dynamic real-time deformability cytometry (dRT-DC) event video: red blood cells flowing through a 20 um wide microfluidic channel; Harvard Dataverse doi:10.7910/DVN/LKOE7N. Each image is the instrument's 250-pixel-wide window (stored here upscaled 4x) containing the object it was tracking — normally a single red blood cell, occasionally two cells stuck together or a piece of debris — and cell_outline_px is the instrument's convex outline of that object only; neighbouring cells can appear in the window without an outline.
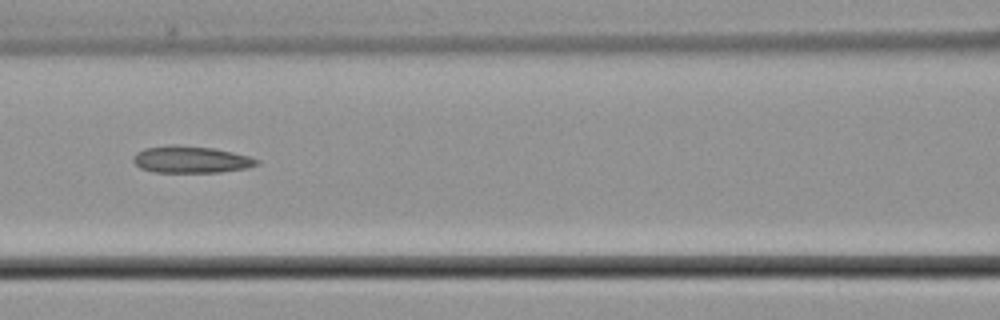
{"species": "common noctule bat (a hibernating species)", "species_latin": "Nyctalus noctula", "temperature_condition": "cold", "stored_images_in_passage": 8, "camera_frame_rate_fps": 3000, "um_per_image_px": 0.085, "animal": {"sex": "male", "body_mass_g": 21.5, "forearm_length_mm": 52.0}, "frame": {"image": 1, "passage_image": 6, "time_ms": 7.0, "image_size_px": [1000, 320], "cell_outline_px": [[260, 164], [244, 168], [220, 172], [152, 172], [140, 168], [132, 160], [132, 156], [136, 152], [144, 148], [172, 144], [176, 144], [212, 148], [232, 152], [248, 156], [260, 160]], "centroid_in_image_um": [16.18, 13.55], "position_along_channel_um": 150.4, "area_um2": 19.42}}
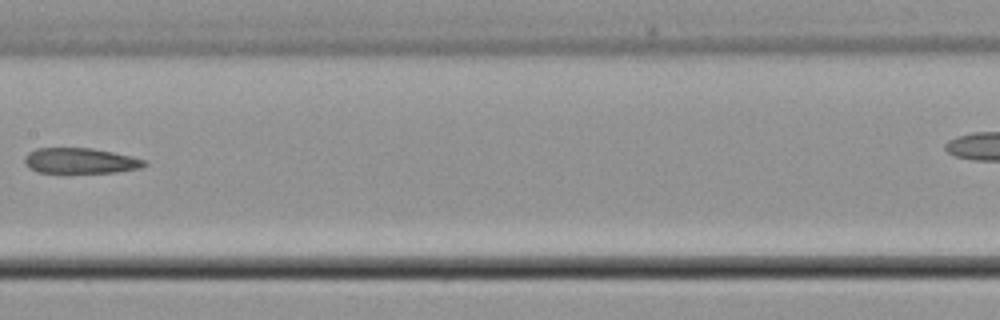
{"frame": {"image": 2, "passage_image": 7, "time_ms": 8.333, "image_size_px": [1000, 320], "cell_outline_px": [[148, 164], [140, 168], [116, 172], [64, 176], [36, 172], [28, 168], [24, 164], [24, 156], [28, 152], [36, 148], [92, 148], [132, 156], [148, 160]], "centroid_in_image_um": [6.78, 13.72], "position_along_channel_um": 200.6, "area_um2": 19.07}}